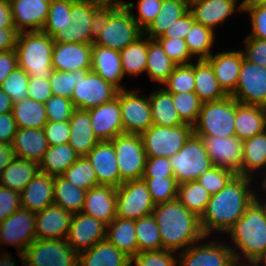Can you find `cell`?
<instances>
[{"instance_id":"66","label":"cell","mask_w":266,"mask_h":266,"mask_svg":"<svg viewBox=\"0 0 266 266\" xmlns=\"http://www.w3.org/2000/svg\"><path fill=\"white\" fill-rule=\"evenodd\" d=\"M195 23L194 17L190 11L184 16L179 18L165 30V32L158 38H170V39H185L187 33Z\"/></svg>"},{"instance_id":"14","label":"cell","mask_w":266,"mask_h":266,"mask_svg":"<svg viewBox=\"0 0 266 266\" xmlns=\"http://www.w3.org/2000/svg\"><path fill=\"white\" fill-rule=\"evenodd\" d=\"M35 214L20 208L0 224V243L15 248L21 264L24 263L25 249L37 239Z\"/></svg>"},{"instance_id":"76","label":"cell","mask_w":266,"mask_h":266,"mask_svg":"<svg viewBox=\"0 0 266 266\" xmlns=\"http://www.w3.org/2000/svg\"><path fill=\"white\" fill-rule=\"evenodd\" d=\"M265 172V174L263 175V180L261 181V189H262V191H264V192H266V170H264ZM264 200H266V199H264Z\"/></svg>"},{"instance_id":"49","label":"cell","mask_w":266,"mask_h":266,"mask_svg":"<svg viewBox=\"0 0 266 266\" xmlns=\"http://www.w3.org/2000/svg\"><path fill=\"white\" fill-rule=\"evenodd\" d=\"M61 176L85 190L99 185L95 171L86 156H80Z\"/></svg>"},{"instance_id":"65","label":"cell","mask_w":266,"mask_h":266,"mask_svg":"<svg viewBox=\"0 0 266 266\" xmlns=\"http://www.w3.org/2000/svg\"><path fill=\"white\" fill-rule=\"evenodd\" d=\"M28 98L45 103L53 96L49 78H29Z\"/></svg>"},{"instance_id":"41","label":"cell","mask_w":266,"mask_h":266,"mask_svg":"<svg viewBox=\"0 0 266 266\" xmlns=\"http://www.w3.org/2000/svg\"><path fill=\"white\" fill-rule=\"evenodd\" d=\"M38 172V163L15 157L1 173L2 184L21 192Z\"/></svg>"},{"instance_id":"50","label":"cell","mask_w":266,"mask_h":266,"mask_svg":"<svg viewBox=\"0 0 266 266\" xmlns=\"http://www.w3.org/2000/svg\"><path fill=\"white\" fill-rule=\"evenodd\" d=\"M172 99L180 119L191 126L198 120L203 102L195 92L172 93Z\"/></svg>"},{"instance_id":"73","label":"cell","mask_w":266,"mask_h":266,"mask_svg":"<svg viewBox=\"0 0 266 266\" xmlns=\"http://www.w3.org/2000/svg\"><path fill=\"white\" fill-rule=\"evenodd\" d=\"M13 104L12 99L0 88V114L12 112Z\"/></svg>"},{"instance_id":"29","label":"cell","mask_w":266,"mask_h":266,"mask_svg":"<svg viewBox=\"0 0 266 266\" xmlns=\"http://www.w3.org/2000/svg\"><path fill=\"white\" fill-rule=\"evenodd\" d=\"M91 70L106 82L114 85L118 90L126 89L125 86L121 85L124 73L120 51L92 43Z\"/></svg>"},{"instance_id":"45","label":"cell","mask_w":266,"mask_h":266,"mask_svg":"<svg viewBox=\"0 0 266 266\" xmlns=\"http://www.w3.org/2000/svg\"><path fill=\"white\" fill-rule=\"evenodd\" d=\"M211 194L196 180L178 185L177 200L199 218L206 209Z\"/></svg>"},{"instance_id":"40","label":"cell","mask_w":266,"mask_h":266,"mask_svg":"<svg viewBox=\"0 0 266 266\" xmlns=\"http://www.w3.org/2000/svg\"><path fill=\"white\" fill-rule=\"evenodd\" d=\"M79 157L68 143L49 146L39 163V171L54 177L61 176Z\"/></svg>"},{"instance_id":"28","label":"cell","mask_w":266,"mask_h":266,"mask_svg":"<svg viewBox=\"0 0 266 266\" xmlns=\"http://www.w3.org/2000/svg\"><path fill=\"white\" fill-rule=\"evenodd\" d=\"M54 176L38 172L20 192L21 208L39 212L54 204Z\"/></svg>"},{"instance_id":"4","label":"cell","mask_w":266,"mask_h":266,"mask_svg":"<svg viewBox=\"0 0 266 266\" xmlns=\"http://www.w3.org/2000/svg\"><path fill=\"white\" fill-rule=\"evenodd\" d=\"M53 47V39L42 31L20 32L15 48L18 67L30 77L49 78L54 71Z\"/></svg>"},{"instance_id":"17","label":"cell","mask_w":266,"mask_h":266,"mask_svg":"<svg viewBox=\"0 0 266 266\" xmlns=\"http://www.w3.org/2000/svg\"><path fill=\"white\" fill-rule=\"evenodd\" d=\"M140 90H119V103L124 133L141 135L151 125L149 95L142 96Z\"/></svg>"},{"instance_id":"1","label":"cell","mask_w":266,"mask_h":266,"mask_svg":"<svg viewBox=\"0 0 266 266\" xmlns=\"http://www.w3.org/2000/svg\"><path fill=\"white\" fill-rule=\"evenodd\" d=\"M256 179L235 175L218 193L211 195L206 209L200 217L202 231L206 237L212 232L227 233L243 216L245 209L257 197L251 186ZM250 185V186H249Z\"/></svg>"},{"instance_id":"78","label":"cell","mask_w":266,"mask_h":266,"mask_svg":"<svg viewBox=\"0 0 266 266\" xmlns=\"http://www.w3.org/2000/svg\"><path fill=\"white\" fill-rule=\"evenodd\" d=\"M254 1L266 5V0H254Z\"/></svg>"},{"instance_id":"77","label":"cell","mask_w":266,"mask_h":266,"mask_svg":"<svg viewBox=\"0 0 266 266\" xmlns=\"http://www.w3.org/2000/svg\"><path fill=\"white\" fill-rule=\"evenodd\" d=\"M236 266H257L256 264H245L242 262L241 264H237Z\"/></svg>"},{"instance_id":"52","label":"cell","mask_w":266,"mask_h":266,"mask_svg":"<svg viewBox=\"0 0 266 266\" xmlns=\"http://www.w3.org/2000/svg\"><path fill=\"white\" fill-rule=\"evenodd\" d=\"M142 179L147 184L155 205L166 203L177 198L178 184L175 177Z\"/></svg>"},{"instance_id":"27","label":"cell","mask_w":266,"mask_h":266,"mask_svg":"<svg viewBox=\"0 0 266 266\" xmlns=\"http://www.w3.org/2000/svg\"><path fill=\"white\" fill-rule=\"evenodd\" d=\"M243 58L241 50H230L212 53L206 59L211 64L220 87L227 95H231L236 88Z\"/></svg>"},{"instance_id":"21","label":"cell","mask_w":266,"mask_h":266,"mask_svg":"<svg viewBox=\"0 0 266 266\" xmlns=\"http://www.w3.org/2000/svg\"><path fill=\"white\" fill-rule=\"evenodd\" d=\"M239 0H198L189 4V11L196 23L211 28L224 24V22L237 11L243 12V4Z\"/></svg>"},{"instance_id":"68","label":"cell","mask_w":266,"mask_h":266,"mask_svg":"<svg viewBox=\"0 0 266 266\" xmlns=\"http://www.w3.org/2000/svg\"><path fill=\"white\" fill-rule=\"evenodd\" d=\"M18 67L16 51L0 52V87L8 75Z\"/></svg>"},{"instance_id":"24","label":"cell","mask_w":266,"mask_h":266,"mask_svg":"<svg viewBox=\"0 0 266 266\" xmlns=\"http://www.w3.org/2000/svg\"><path fill=\"white\" fill-rule=\"evenodd\" d=\"M86 157L95 171L99 185L120 186V173L111 141H99Z\"/></svg>"},{"instance_id":"9","label":"cell","mask_w":266,"mask_h":266,"mask_svg":"<svg viewBox=\"0 0 266 266\" xmlns=\"http://www.w3.org/2000/svg\"><path fill=\"white\" fill-rule=\"evenodd\" d=\"M102 9L80 0L71 4L68 29L59 30L53 37L56 43H94L98 18Z\"/></svg>"},{"instance_id":"57","label":"cell","mask_w":266,"mask_h":266,"mask_svg":"<svg viewBox=\"0 0 266 266\" xmlns=\"http://www.w3.org/2000/svg\"><path fill=\"white\" fill-rule=\"evenodd\" d=\"M136 6L134 2H128L126 8L131 12L133 19L144 31L160 12L162 0H138ZM132 8L138 9V16L133 14Z\"/></svg>"},{"instance_id":"42","label":"cell","mask_w":266,"mask_h":266,"mask_svg":"<svg viewBox=\"0 0 266 266\" xmlns=\"http://www.w3.org/2000/svg\"><path fill=\"white\" fill-rule=\"evenodd\" d=\"M12 115L17 128L43 129L48 122L44 103L30 98L15 102Z\"/></svg>"},{"instance_id":"22","label":"cell","mask_w":266,"mask_h":266,"mask_svg":"<svg viewBox=\"0 0 266 266\" xmlns=\"http://www.w3.org/2000/svg\"><path fill=\"white\" fill-rule=\"evenodd\" d=\"M92 43H56L52 53V66L60 72L91 69Z\"/></svg>"},{"instance_id":"11","label":"cell","mask_w":266,"mask_h":266,"mask_svg":"<svg viewBox=\"0 0 266 266\" xmlns=\"http://www.w3.org/2000/svg\"><path fill=\"white\" fill-rule=\"evenodd\" d=\"M78 261L65 239H36L24 251V266H78Z\"/></svg>"},{"instance_id":"46","label":"cell","mask_w":266,"mask_h":266,"mask_svg":"<svg viewBox=\"0 0 266 266\" xmlns=\"http://www.w3.org/2000/svg\"><path fill=\"white\" fill-rule=\"evenodd\" d=\"M215 34L211 28L195 22L184 39L191 55L198 60L207 59L212 54Z\"/></svg>"},{"instance_id":"19","label":"cell","mask_w":266,"mask_h":266,"mask_svg":"<svg viewBox=\"0 0 266 266\" xmlns=\"http://www.w3.org/2000/svg\"><path fill=\"white\" fill-rule=\"evenodd\" d=\"M107 225L82 212L72 216L66 237L68 244L79 254L106 239Z\"/></svg>"},{"instance_id":"2","label":"cell","mask_w":266,"mask_h":266,"mask_svg":"<svg viewBox=\"0 0 266 266\" xmlns=\"http://www.w3.org/2000/svg\"><path fill=\"white\" fill-rule=\"evenodd\" d=\"M152 215L157 222L162 249L182 252L207 238L202 231L200 218L177 199L157 204Z\"/></svg>"},{"instance_id":"37","label":"cell","mask_w":266,"mask_h":266,"mask_svg":"<svg viewBox=\"0 0 266 266\" xmlns=\"http://www.w3.org/2000/svg\"><path fill=\"white\" fill-rule=\"evenodd\" d=\"M264 170H266V130L243 141L241 175L253 179L254 174Z\"/></svg>"},{"instance_id":"16","label":"cell","mask_w":266,"mask_h":266,"mask_svg":"<svg viewBox=\"0 0 266 266\" xmlns=\"http://www.w3.org/2000/svg\"><path fill=\"white\" fill-rule=\"evenodd\" d=\"M201 241L179 252L177 266H236L231 247L222 241Z\"/></svg>"},{"instance_id":"38","label":"cell","mask_w":266,"mask_h":266,"mask_svg":"<svg viewBox=\"0 0 266 266\" xmlns=\"http://www.w3.org/2000/svg\"><path fill=\"white\" fill-rule=\"evenodd\" d=\"M188 11L189 3L186 0H162L159 14L143 31V34L150 39H157Z\"/></svg>"},{"instance_id":"3","label":"cell","mask_w":266,"mask_h":266,"mask_svg":"<svg viewBox=\"0 0 266 266\" xmlns=\"http://www.w3.org/2000/svg\"><path fill=\"white\" fill-rule=\"evenodd\" d=\"M258 196L259 193L226 233L234 243L229 246L237 264L245 258L248 261L245 264H255L266 253L265 200L261 201Z\"/></svg>"},{"instance_id":"62","label":"cell","mask_w":266,"mask_h":266,"mask_svg":"<svg viewBox=\"0 0 266 266\" xmlns=\"http://www.w3.org/2000/svg\"><path fill=\"white\" fill-rule=\"evenodd\" d=\"M174 177L168 157H147L143 178Z\"/></svg>"},{"instance_id":"20","label":"cell","mask_w":266,"mask_h":266,"mask_svg":"<svg viewBox=\"0 0 266 266\" xmlns=\"http://www.w3.org/2000/svg\"><path fill=\"white\" fill-rule=\"evenodd\" d=\"M88 111L94 135L99 141H111L117 135L124 133L119 91L113 100Z\"/></svg>"},{"instance_id":"54","label":"cell","mask_w":266,"mask_h":266,"mask_svg":"<svg viewBox=\"0 0 266 266\" xmlns=\"http://www.w3.org/2000/svg\"><path fill=\"white\" fill-rule=\"evenodd\" d=\"M175 251L160 249L142 251L130 258V266H176L178 258Z\"/></svg>"},{"instance_id":"30","label":"cell","mask_w":266,"mask_h":266,"mask_svg":"<svg viewBox=\"0 0 266 266\" xmlns=\"http://www.w3.org/2000/svg\"><path fill=\"white\" fill-rule=\"evenodd\" d=\"M12 146L17 158L40 163L48 150L43 129L18 128Z\"/></svg>"},{"instance_id":"7","label":"cell","mask_w":266,"mask_h":266,"mask_svg":"<svg viewBox=\"0 0 266 266\" xmlns=\"http://www.w3.org/2000/svg\"><path fill=\"white\" fill-rule=\"evenodd\" d=\"M177 184L196 181L212 163L203 139L194 133L185 142L178 153L169 157Z\"/></svg>"},{"instance_id":"31","label":"cell","mask_w":266,"mask_h":266,"mask_svg":"<svg viewBox=\"0 0 266 266\" xmlns=\"http://www.w3.org/2000/svg\"><path fill=\"white\" fill-rule=\"evenodd\" d=\"M68 144L79 154L86 156L99 142L94 135L88 110L75 108L69 119Z\"/></svg>"},{"instance_id":"70","label":"cell","mask_w":266,"mask_h":266,"mask_svg":"<svg viewBox=\"0 0 266 266\" xmlns=\"http://www.w3.org/2000/svg\"><path fill=\"white\" fill-rule=\"evenodd\" d=\"M0 27L15 28L11 4L3 1H0Z\"/></svg>"},{"instance_id":"10","label":"cell","mask_w":266,"mask_h":266,"mask_svg":"<svg viewBox=\"0 0 266 266\" xmlns=\"http://www.w3.org/2000/svg\"><path fill=\"white\" fill-rule=\"evenodd\" d=\"M120 173V185L129 180L143 178L146 165V152L138 134L123 133L111 140Z\"/></svg>"},{"instance_id":"63","label":"cell","mask_w":266,"mask_h":266,"mask_svg":"<svg viewBox=\"0 0 266 266\" xmlns=\"http://www.w3.org/2000/svg\"><path fill=\"white\" fill-rule=\"evenodd\" d=\"M245 50H241L246 60L266 67V39L244 38Z\"/></svg>"},{"instance_id":"74","label":"cell","mask_w":266,"mask_h":266,"mask_svg":"<svg viewBox=\"0 0 266 266\" xmlns=\"http://www.w3.org/2000/svg\"><path fill=\"white\" fill-rule=\"evenodd\" d=\"M6 249H4V252L0 254V266H16V262L14 261L13 257L10 255V253L5 252Z\"/></svg>"},{"instance_id":"26","label":"cell","mask_w":266,"mask_h":266,"mask_svg":"<svg viewBox=\"0 0 266 266\" xmlns=\"http://www.w3.org/2000/svg\"><path fill=\"white\" fill-rule=\"evenodd\" d=\"M117 188L98 185L86 191L82 213L109 225L116 215Z\"/></svg>"},{"instance_id":"33","label":"cell","mask_w":266,"mask_h":266,"mask_svg":"<svg viewBox=\"0 0 266 266\" xmlns=\"http://www.w3.org/2000/svg\"><path fill=\"white\" fill-rule=\"evenodd\" d=\"M235 133L242 141L266 130V108L239 103L235 113Z\"/></svg>"},{"instance_id":"5","label":"cell","mask_w":266,"mask_h":266,"mask_svg":"<svg viewBox=\"0 0 266 266\" xmlns=\"http://www.w3.org/2000/svg\"><path fill=\"white\" fill-rule=\"evenodd\" d=\"M143 35L128 8L102 10L94 44L121 51Z\"/></svg>"},{"instance_id":"58","label":"cell","mask_w":266,"mask_h":266,"mask_svg":"<svg viewBox=\"0 0 266 266\" xmlns=\"http://www.w3.org/2000/svg\"><path fill=\"white\" fill-rule=\"evenodd\" d=\"M79 81V70L71 72H60L54 70L49 77L53 95L71 99L75 85Z\"/></svg>"},{"instance_id":"55","label":"cell","mask_w":266,"mask_h":266,"mask_svg":"<svg viewBox=\"0 0 266 266\" xmlns=\"http://www.w3.org/2000/svg\"><path fill=\"white\" fill-rule=\"evenodd\" d=\"M236 174L226 168L212 166L197 181L211 194L222 190Z\"/></svg>"},{"instance_id":"15","label":"cell","mask_w":266,"mask_h":266,"mask_svg":"<svg viewBox=\"0 0 266 266\" xmlns=\"http://www.w3.org/2000/svg\"><path fill=\"white\" fill-rule=\"evenodd\" d=\"M231 96L241 104L266 108V67L243 58Z\"/></svg>"},{"instance_id":"75","label":"cell","mask_w":266,"mask_h":266,"mask_svg":"<svg viewBox=\"0 0 266 266\" xmlns=\"http://www.w3.org/2000/svg\"><path fill=\"white\" fill-rule=\"evenodd\" d=\"M257 266H266V253L255 263Z\"/></svg>"},{"instance_id":"12","label":"cell","mask_w":266,"mask_h":266,"mask_svg":"<svg viewBox=\"0 0 266 266\" xmlns=\"http://www.w3.org/2000/svg\"><path fill=\"white\" fill-rule=\"evenodd\" d=\"M118 89L91 69L79 70V81L72 93L74 108L89 110L113 100Z\"/></svg>"},{"instance_id":"64","label":"cell","mask_w":266,"mask_h":266,"mask_svg":"<svg viewBox=\"0 0 266 266\" xmlns=\"http://www.w3.org/2000/svg\"><path fill=\"white\" fill-rule=\"evenodd\" d=\"M20 208V192L0 187V224Z\"/></svg>"},{"instance_id":"13","label":"cell","mask_w":266,"mask_h":266,"mask_svg":"<svg viewBox=\"0 0 266 266\" xmlns=\"http://www.w3.org/2000/svg\"><path fill=\"white\" fill-rule=\"evenodd\" d=\"M155 206L143 179L125 181L117 188V217L137 220L151 215Z\"/></svg>"},{"instance_id":"51","label":"cell","mask_w":266,"mask_h":266,"mask_svg":"<svg viewBox=\"0 0 266 266\" xmlns=\"http://www.w3.org/2000/svg\"><path fill=\"white\" fill-rule=\"evenodd\" d=\"M194 62L177 65L162 85L170 93H188L195 91Z\"/></svg>"},{"instance_id":"53","label":"cell","mask_w":266,"mask_h":266,"mask_svg":"<svg viewBox=\"0 0 266 266\" xmlns=\"http://www.w3.org/2000/svg\"><path fill=\"white\" fill-rule=\"evenodd\" d=\"M29 74L19 67L12 71L1 85V89L13 103L28 98Z\"/></svg>"},{"instance_id":"47","label":"cell","mask_w":266,"mask_h":266,"mask_svg":"<svg viewBox=\"0 0 266 266\" xmlns=\"http://www.w3.org/2000/svg\"><path fill=\"white\" fill-rule=\"evenodd\" d=\"M135 231L138 253L162 249L161 236L152 214L135 220Z\"/></svg>"},{"instance_id":"35","label":"cell","mask_w":266,"mask_h":266,"mask_svg":"<svg viewBox=\"0 0 266 266\" xmlns=\"http://www.w3.org/2000/svg\"><path fill=\"white\" fill-rule=\"evenodd\" d=\"M106 239L130 258L138 253L135 220L114 218L107 225Z\"/></svg>"},{"instance_id":"32","label":"cell","mask_w":266,"mask_h":266,"mask_svg":"<svg viewBox=\"0 0 266 266\" xmlns=\"http://www.w3.org/2000/svg\"><path fill=\"white\" fill-rule=\"evenodd\" d=\"M78 266H130V257L105 239L80 252Z\"/></svg>"},{"instance_id":"6","label":"cell","mask_w":266,"mask_h":266,"mask_svg":"<svg viewBox=\"0 0 266 266\" xmlns=\"http://www.w3.org/2000/svg\"><path fill=\"white\" fill-rule=\"evenodd\" d=\"M239 102L231 95L202 104L198 120L193 126L197 136H235V113Z\"/></svg>"},{"instance_id":"44","label":"cell","mask_w":266,"mask_h":266,"mask_svg":"<svg viewBox=\"0 0 266 266\" xmlns=\"http://www.w3.org/2000/svg\"><path fill=\"white\" fill-rule=\"evenodd\" d=\"M120 58L124 76L144 74L147 64V36L143 34L134 43L121 50Z\"/></svg>"},{"instance_id":"23","label":"cell","mask_w":266,"mask_h":266,"mask_svg":"<svg viewBox=\"0 0 266 266\" xmlns=\"http://www.w3.org/2000/svg\"><path fill=\"white\" fill-rule=\"evenodd\" d=\"M51 0H14L11 3L13 22L19 32L41 31Z\"/></svg>"},{"instance_id":"71","label":"cell","mask_w":266,"mask_h":266,"mask_svg":"<svg viewBox=\"0 0 266 266\" xmlns=\"http://www.w3.org/2000/svg\"><path fill=\"white\" fill-rule=\"evenodd\" d=\"M15 157L12 144L0 142V174Z\"/></svg>"},{"instance_id":"79","label":"cell","mask_w":266,"mask_h":266,"mask_svg":"<svg viewBox=\"0 0 266 266\" xmlns=\"http://www.w3.org/2000/svg\"><path fill=\"white\" fill-rule=\"evenodd\" d=\"M0 1L7 2V3L11 4L14 0H0Z\"/></svg>"},{"instance_id":"67","label":"cell","mask_w":266,"mask_h":266,"mask_svg":"<svg viewBox=\"0 0 266 266\" xmlns=\"http://www.w3.org/2000/svg\"><path fill=\"white\" fill-rule=\"evenodd\" d=\"M17 125L12 112L0 114V142L12 144L17 132Z\"/></svg>"},{"instance_id":"36","label":"cell","mask_w":266,"mask_h":266,"mask_svg":"<svg viewBox=\"0 0 266 266\" xmlns=\"http://www.w3.org/2000/svg\"><path fill=\"white\" fill-rule=\"evenodd\" d=\"M152 122L158 126H178L185 124L175 109L172 93L164 87H157L149 95Z\"/></svg>"},{"instance_id":"48","label":"cell","mask_w":266,"mask_h":266,"mask_svg":"<svg viewBox=\"0 0 266 266\" xmlns=\"http://www.w3.org/2000/svg\"><path fill=\"white\" fill-rule=\"evenodd\" d=\"M74 1L75 0H51L48 16L41 31L52 38L59 30L68 29L71 23V4Z\"/></svg>"},{"instance_id":"72","label":"cell","mask_w":266,"mask_h":266,"mask_svg":"<svg viewBox=\"0 0 266 266\" xmlns=\"http://www.w3.org/2000/svg\"><path fill=\"white\" fill-rule=\"evenodd\" d=\"M80 1L88 2L102 10L120 9L126 7L127 5V2H124V0H80Z\"/></svg>"},{"instance_id":"56","label":"cell","mask_w":266,"mask_h":266,"mask_svg":"<svg viewBox=\"0 0 266 266\" xmlns=\"http://www.w3.org/2000/svg\"><path fill=\"white\" fill-rule=\"evenodd\" d=\"M243 13H249L251 32L246 38L266 39V5L256 1L243 4Z\"/></svg>"},{"instance_id":"34","label":"cell","mask_w":266,"mask_h":266,"mask_svg":"<svg viewBox=\"0 0 266 266\" xmlns=\"http://www.w3.org/2000/svg\"><path fill=\"white\" fill-rule=\"evenodd\" d=\"M194 77V92L203 103L221 100L227 96L220 87L211 64L206 59H195Z\"/></svg>"},{"instance_id":"25","label":"cell","mask_w":266,"mask_h":266,"mask_svg":"<svg viewBox=\"0 0 266 266\" xmlns=\"http://www.w3.org/2000/svg\"><path fill=\"white\" fill-rule=\"evenodd\" d=\"M73 214L52 204L35 214L37 239H66Z\"/></svg>"},{"instance_id":"39","label":"cell","mask_w":266,"mask_h":266,"mask_svg":"<svg viewBox=\"0 0 266 266\" xmlns=\"http://www.w3.org/2000/svg\"><path fill=\"white\" fill-rule=\"evenodd\" d=\"M177 66L164 52L156 39L147 37L146 73L153 82L162 86Z\"/></svg>"},{"instance_id":"59","label":"cell","mask_w":266,"mask_h":266,"mask_svg":"<svg viewBox=\"0 0 266 266\" xmlns=\"http://www.w3.org/2000/svg\"><path fill=\"white\" fill-rule=\"evenodd\" d=\"M47 120L51 122L69 121L74 111L71 99L53 95L45 103Z\"/></svg>"},{"instance_id":"80","label":"cell","mask_w":266,"mask_h":266,"mask_svg":"<svg viewBox=\"0 0 266 266\" xmlns=\"http://www.w3.org/2000/svg\"><path fill=\"white\" fill-rule=\"evenodd\" d=\"M254 1V0H242V4H245L247 2Z\"/></svg>"},{"instance_id":"69","label":"cell","mask_w":266,"mask_h":266,"mask_svg":"<svg viewBox=\"0 0 266 266\" xmlns=\"http://www.w3.org/2000/svg\"><path fill=\"white\" fill-rule=\"evenodd\" d=\"M19 33L16 28L0 27V52L14 50L17 45Z\"/></svg>"},{"instance_id":"43","label":"cell","mask_w":266,"mask_h":266,"mask_svg":"<svg viewBox=\"0 0 266 266\" xmlns=\"http://www.w3.org/2000/svg\"><path fill=\"white\" fill-rule=\"evenodd\" d=\"M86 191L76 187L62 176L54 177V204L72 214L82 211Z\"/></svg>"},{"instance_id":"8","label":"cell","mask_w":266,"mask_h":266,"mask_svg":"<svg viewBox=\"0 0 266 266\" xmlns=\"http://www.w3.org/2000/svg\"><path fill=\"white\" fill-rule=\"evenodd\" d=\"M194 133L193 126L151 125L140 136L147 157H171L179 152L185 142Z\"/></svg>"},{"instance_id":"18","label":"cell","mask_w":266,"mask_h":266,"mask_svg":"<svg viewBox=\"0 0 266 266\" xmlns=\"http://www.w3.org/2000/svg\"><path fill=\"white\" fill-rule=\"evenodd\" d=\"M210 157L212 166L229 169L241 175L243 141L236 135L232 137L199 136Z\"/></svg>"},{"instance_id":"61","label":"cell","mask_w":266,"mask_h":266,"mask_svg":"<svg viewBox=\"0 0 266 266\" xmlns=\"http://www.w3.org/2000/svg\"><path fill=\"white\" fill-rule=\"evenodd\" d=\"M43 131L49 146H56L69 142L70 138V125L69 121L51 122L48 121Z\"/></svg>"},{"instance_id":"60","label":"cell","mask_w":266,"mask_h":266,"mask_svg":"<svg viewBox=\"0 0 266 266\" xmlns=\"http://www.w3.org/2000/svg\"><path fill=\"white\" fill-rule=\"evenodd\" d=\"M167 56L177 65L192 63L194 59L184 39L157 38ZM191 61V62H190Z\"/></svg>"}]
</instances>
